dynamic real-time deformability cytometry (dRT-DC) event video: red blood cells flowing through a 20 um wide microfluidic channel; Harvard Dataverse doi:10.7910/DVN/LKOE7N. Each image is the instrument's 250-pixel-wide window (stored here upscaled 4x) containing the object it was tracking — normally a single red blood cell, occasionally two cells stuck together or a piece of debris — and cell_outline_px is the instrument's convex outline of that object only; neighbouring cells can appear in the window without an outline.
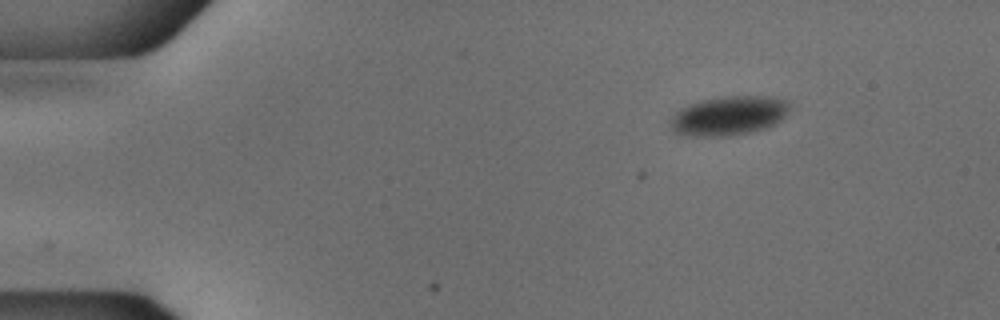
{"species": "common noctule bat (a hibernating species)", "species_latin": "Nyctalus noctula", "temperature_condition": "cold", "stored_images_in_passage": 47, "camera_frame_rate_fps": 3000, "um_per_image_px": 0.085, "animal": {"sex": "male", "body_mass_g": 18.8}, "frame": {"image": 1, "passage_image": 1, "time_ms": 0.0, "image_size_px": [1000, 320], "cell_outline_px": [[792, 108], [776, 124], [764, 128], [748, 132], [724, 136], [684, 136], [676, 132], [672, 128], [672, 116], [680, 108], [688, 104], [700, 100], [724, 96], [768, 96], [788, 100]], "centroid_in_image_um": [61.97, 9.82], "position_along_channel_um": 23.0, "area_um2": 27.28}}
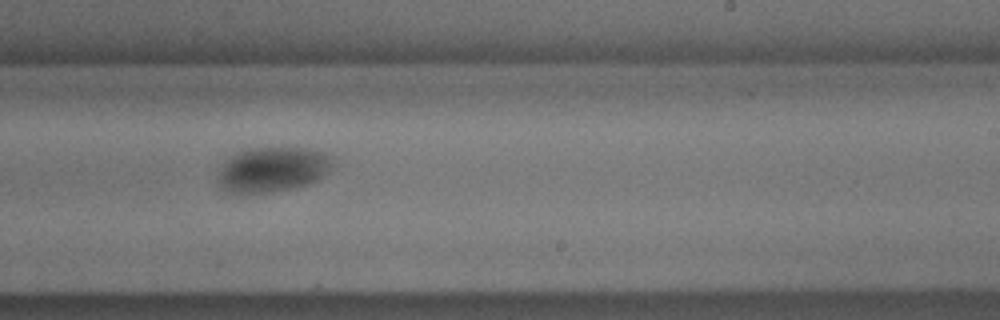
{"frame": {"image": 2, "passage_image": 27, "time_ms": 8.667, "image_size_px": [1000, 320], "cell_outline_px": [[336, 164], [328, 172], [316, 180], [308, 184], [272, 192], [224, 192], [220, 188], [220, 172], [224, 160], [248, 148], [308, 148], [328, 152], [336, 156]], "centroid_in_image_um": [23.27, 14.38], "position_along_channel_um": 265.7, "area_um2": 30.23}}
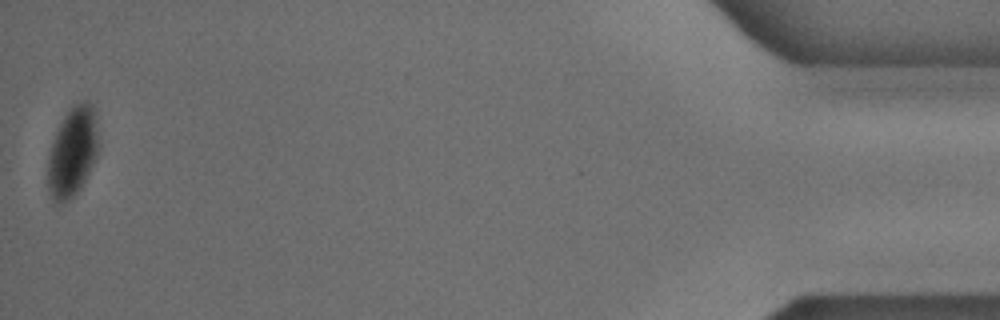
{"frame": {"image": 3, "passage_image": 47, "time_ms": 15.333, "image_size_px": [1000, 320], "cell_outline_px": [[100, 144], [96, 156], [80, 188], [68, 200], [60, 204], [52, 204], [48, 188], [48, 156], [56, 132], [64, 116], [76, 104], [84, 100], [88, 100], [96, 108]], "centroid_in_image_um": [6.19, 12.89], "position_along_channel_um": 429.0, "area_um2": 26.7}, "authors_computed_cell_mechanics": {"area_um2": 29.3624, "velocity_mm_per_s": 3.7544, "shape_relaxation_time_tau1_ms": 5.3047, "shape_relaxation_time_tau2_ms": null, "deformation_change_tau1": 0.0686, "deformation_change_tau2": null}}